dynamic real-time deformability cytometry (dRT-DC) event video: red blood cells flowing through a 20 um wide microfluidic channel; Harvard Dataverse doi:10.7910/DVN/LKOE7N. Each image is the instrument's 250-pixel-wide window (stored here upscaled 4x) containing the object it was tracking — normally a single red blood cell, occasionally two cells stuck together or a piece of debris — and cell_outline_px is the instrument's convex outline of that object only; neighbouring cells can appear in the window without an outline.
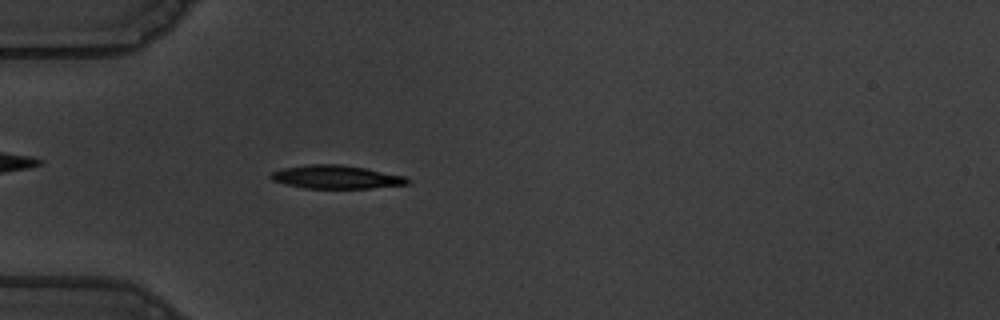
{"species": "common noctule bat (a hibernating species)", "species_latin": "Nyctalus noctula", "temperature_condition": "warm", "stored_images_in_passage": 56, "camera_frame_rate_fps": 3000, "um_per_image_px": 0.085, "animal": {"sex": "male", "body_mass_g": 19.5, "forearm_length_mm": 54.6}, "frame": {"image": 1, "passage_image": 17, "time_ms": 5.333, "image_size_px": [1000, 320], "cell_outline_px": [[412, 180], [408, 184], [372, 188], [304, 188], [284, 184], [272, 180], [268, 176], [272, 172], [284, 168], [308, 164], [340, 164], [364, 168], [404, 176]], "centroid_in_image_um": [28.56, 15.05], "position_along_channel_um": 56.4, "area_um2": 18.55}}
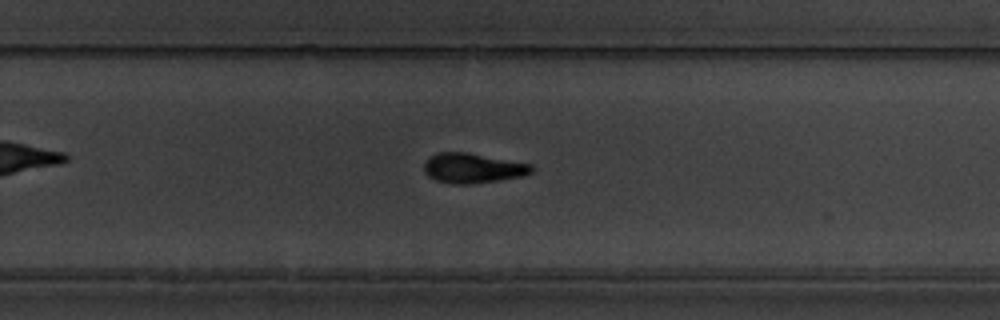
{"frame": {"image": 2, "passage_image": 37, "time_ms": 12.0, "image_size_px": [1000, 320], "cell_outline_px": [[532, 172], [524, 176], [500, 180], [472, 184], [452, 184], [436, 180], [428, 176], [424, 172], [424, 164], [428, 156], [436, 152], [468, 152], [532, 164]], "centroid_in_image_um": [40.16, 14.28], "position_along_channel_um": 289.6, "area_um2": 18.96}}
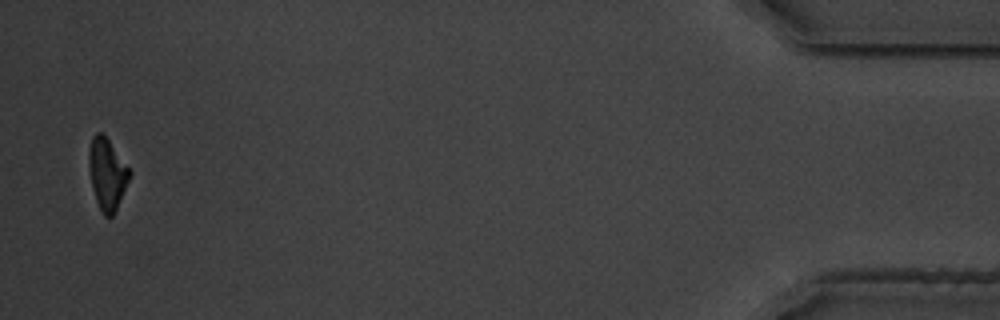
{"frame": {"image": 3, "passage_image": 55, "time_ms": 18.0, "image_size_px": [1000, 320], "cell_outline_px": [[132, 172], [116, 208], [112, 216], [104, 216], [96, 200], [92, 184], [88, 164], [88, 152], [92, 136], [96, 132], [100, 132], [108, 140]], "centroid_in_image_um": [9.09, 14.75], "position_along_channel_um": 426.1, "area_um2": 16.42}, "authors_computed_cell_mechanics": {"area_um2": 18.5249, "velocity_mm_per_s": 3.6207, "shape_relaxation_time_tau1_ms": 3.4963, "shape_relaxation_time_tau2_ms": 3.4184, "deformation_change_tau1": 0.1506, "deformation_change_tau2": 0.1003}}